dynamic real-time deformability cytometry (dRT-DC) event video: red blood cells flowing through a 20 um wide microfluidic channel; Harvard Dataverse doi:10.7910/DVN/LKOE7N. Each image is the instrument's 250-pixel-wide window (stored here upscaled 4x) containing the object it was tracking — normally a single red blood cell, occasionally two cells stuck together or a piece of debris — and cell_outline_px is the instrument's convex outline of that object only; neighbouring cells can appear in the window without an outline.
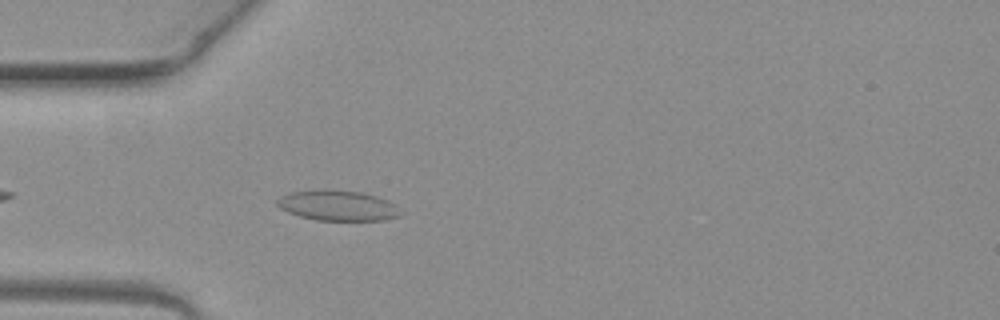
{"species": "common noctule bat (a hibernating species)", "species_latin": "Nyctalus noctula", "temperature_condition": "warm", "stored_images_in_passage": 4, "camera_frame_rate_fps": 3000, "um_per_image_px": 0.085, "animal": {"sex": "female", "body_mass_g": 19.3, "forearm_length_mm": 54.1}, "frame": {"image": 1, "passage_image": 4, "time_ms": 1.0, "image_size_px": [1000, 320], "cell_outline_px": [[400, 216], [384, 220], [316, 220], [300, 216], [288, 212], [280, 208], [276, 204], [276, 200], [280, 196], [292, 192], [324, 188], [328, 188], [360, 192], [376, 196], [388, 200], [396, 204], [400, 212]], "centroid_in_image_um": [28.69, 17.45], "position_along_channel_um": 56.3, "area_um2": 22.02}}